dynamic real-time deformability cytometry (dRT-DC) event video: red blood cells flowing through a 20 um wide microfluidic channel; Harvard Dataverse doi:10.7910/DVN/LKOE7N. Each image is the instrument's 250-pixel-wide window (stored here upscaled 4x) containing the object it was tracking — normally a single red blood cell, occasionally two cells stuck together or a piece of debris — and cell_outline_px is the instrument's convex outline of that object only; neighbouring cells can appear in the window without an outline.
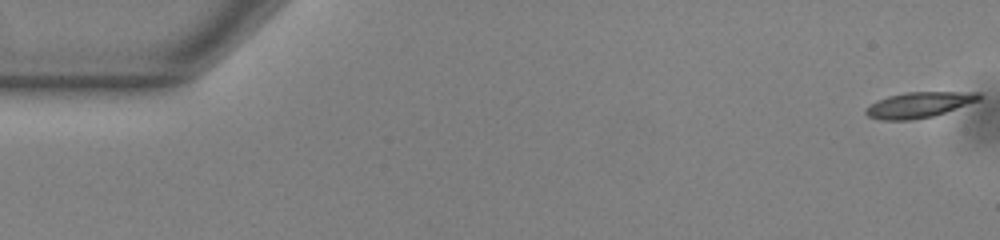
{"species": "common noctule bat (a hibernating species)", "species_latin": "Nyctalus noctula", "temperature_condition": "warm", "stored_images_in_passage": 54, "camera_frame_rate_fps": 3000, "um_per_image_px": 0.085, "animal": {"sex": "male", "body_mass_g": 13.0, "forearm_length_mm": 53.1}, "frame": {"image": 1, "passage_image": 1, "time_ms": 0.0, "image_size_px": [1000, 240], "cell_outline_px": [[980, 100], [932, 116], [912, 120], [880, 120], [868, 116], [864, 112], [876, 100], [888, 96], [904, 92], [980, 92]], "centroid_in_image_um": [78.09, 8.9], "position_along_channel_um": 6.9, "area_um2": 16.7}}
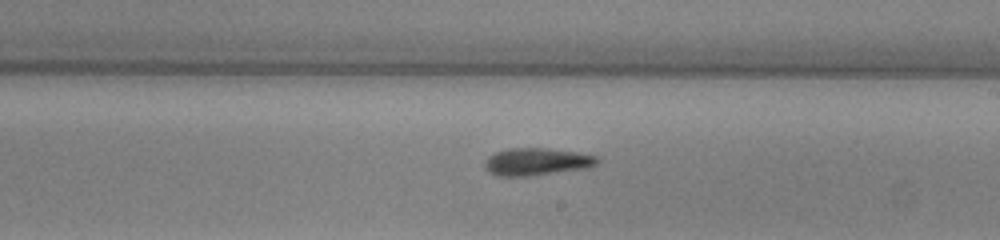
{"frame": {"image": 2, "passage_image": 31, "time_ms": 10.0, "image_size_px": [1000, 240], "cell_outline_px": [[600, 160], [596, 164], [588, 168], [528, 176], [496, 176], [488, 172], [484, 168], [484, 164], [488, 156], [496, 152], [508, 148], [544, 148], [576, 152], [596, 156]], "centroid_in_image_um": [45.58, 13.75], "position_along_channel_um": 243.4, "area_um2": 17.98}}
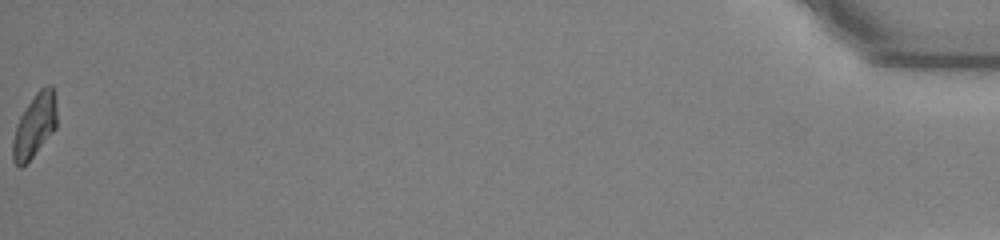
{"frame": {"image": 3, "passage_image": 54, "time_ms": 17.667, "image_size_px": [1000, 240], "cell_outline_px": [[56, 128], [32, 156], [20, 168], [12, 160], [12, 140], [20, 116], [36, 92], [40, 88], [48, 84], [52, 84], [56, 100]], "centroid_in_image_um": [2.95, 10.64], "position_along_channel_um": 432.3, "area_um2": 16.07}, "authors_computed_cell_mechanics": {"area_um2": 17.1666, "velocity_mm_per_s": 3.8526, "shape_relaxation_time_tau1_ms": 7.1732, "shape_relaxation_time_tau2_ms": 6.8095, "deformation_change_tau1": 0.2111, "deformation_change_tau2": 0.1732}}